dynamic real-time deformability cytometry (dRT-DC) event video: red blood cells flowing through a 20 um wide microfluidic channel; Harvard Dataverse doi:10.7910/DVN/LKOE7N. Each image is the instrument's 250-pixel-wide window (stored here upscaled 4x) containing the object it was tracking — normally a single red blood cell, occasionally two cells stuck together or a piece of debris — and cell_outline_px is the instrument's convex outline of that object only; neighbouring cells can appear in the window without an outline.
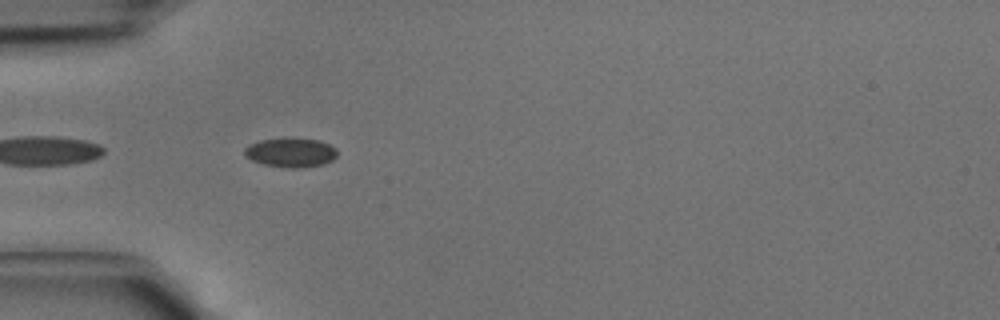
{"species": "common noctule bat (a hibernating species)", "species_latin": "Nyctalus noctula", "temperature_condition": "cold", "stored_images_in_passage": 8, "camera_frame_rate_fps": 3000, "um_per_image_px": 0.085, "animal": {"sex": "male", "body_mass_g": 15.6}, "frame": {"image": 1, "passage_image": 6, "time_ms": 1.667, "image_size_px": [1000, 320], "cell_outline_px": [[336, 156], [332, 160], [324, 164], [300, 168], [284, 168], [264, 164], [252, 160], [244, 156], [244, 148], [248, 144], [260, 140], [320, 140], [336, 148]], "centroid_in_image_um": [24.69, 13.0], "position_along_channel_um": 60.3, "area_um2": 15.43}}